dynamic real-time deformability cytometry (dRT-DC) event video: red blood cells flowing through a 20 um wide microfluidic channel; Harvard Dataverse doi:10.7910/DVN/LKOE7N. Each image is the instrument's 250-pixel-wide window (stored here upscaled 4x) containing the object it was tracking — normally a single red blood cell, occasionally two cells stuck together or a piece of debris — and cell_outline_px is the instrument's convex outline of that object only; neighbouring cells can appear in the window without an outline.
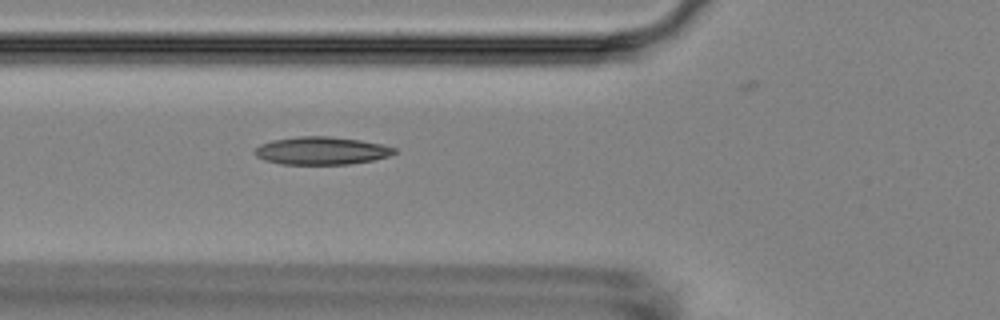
{"species": "Egyptian fruit bat (a non-hibernating species)", "species_latin": "Rousettus aegyptiacus", "temperature_condition": "room temperature", "stored_images_in_passage": 4, "camera_frame_rate_fps": 3000, "um_per_image_px": 0.085, "animal": {"sex": "female"}, "frame": {"image": 1, "passage_image": 4, "time_ms": 3.333, "image_size_px": [1000, 320], "cell_outline_px": [[396, 152], [388, 156], [372, 160], [348, 164], [280, 164], [264, 160], [256, 156], [252, 152], [260, 144], [272, 140], [296, 136], [328, 136], [360, 140], [384, 144], [396, 148]], "centroid_in_image_um": [27.3, 12.8], "position_along_channel_um": 98.5, "area_um2": 22.72}}